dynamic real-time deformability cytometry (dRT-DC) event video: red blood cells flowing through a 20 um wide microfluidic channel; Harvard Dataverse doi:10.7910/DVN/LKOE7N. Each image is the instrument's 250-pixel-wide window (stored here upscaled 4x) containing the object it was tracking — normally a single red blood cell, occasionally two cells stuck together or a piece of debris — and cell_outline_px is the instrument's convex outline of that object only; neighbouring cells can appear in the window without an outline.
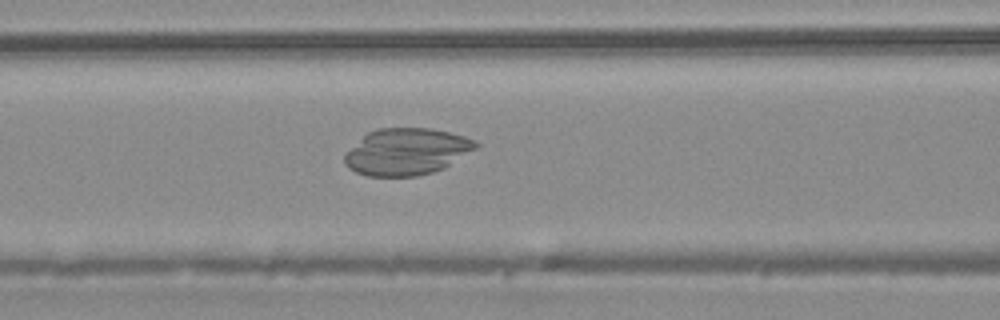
{"species": "common noctule bat (a hibernating species)", "species_latin": "Nyctalus noctula", "temperature_condition": "warm", "stored_images_in_passage": 38, "camera_frame_rate_fps": 3000, "um_per_image_px": 0.085, "animal": {"sex": "male", "body_mass_g": 20.4}, "frame": {"image": 1, "passage_image": 10, "time_ms": 3.0, "image_size_px": [1000, 320], "cell_outline_px": [[480, 144], [476, 148], [444, 168], [432, 172], [416, 176], [368, 176], [356, 172], [348, 168], [344, 164], [344, 156], [368, 132], [376, 128], [428, 128], [448, 132], [464, 136], [476, 140]], "centroid_in_image_um": [34.57, 12.89], "position_along_channel_um": 132.0, "area_um2": 35.43}}
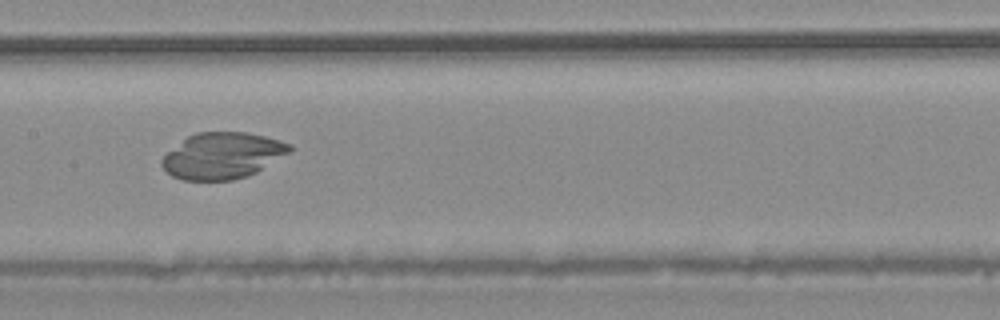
{"frame": {"image": 2, "passage_image": 14, "time_ms": 4.333, "image_size_px": [1000, 320], "cell_outline_px": [[292, 148], [288, 152], [256, 172], [248, 176], [232, 180], [184, 180], [172, 176], [160, 164], [160, 160], [168, 152], [188, 136], [196, 132], [248, 132], [280, 140], [292, 144]], "centroid_in_image_um": [18.9, 13.23], "position_along_channel_um": 188.5, "area_um2": 34.1}}
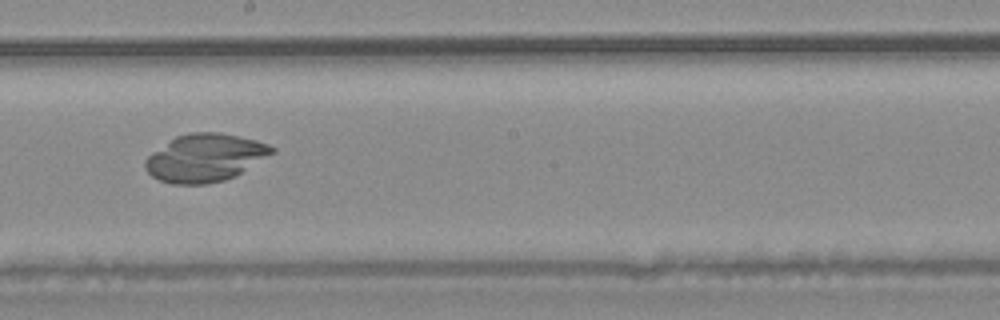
{"frame": {"image": 3, "passage_image": 17, "time_ms": 5.333, "image_size_px": [1000, 320], "cell_outline_px": [[276, 152], [236, 176], [224, 180], [208, 184], [172, 184], [160, 180], [152, 176], [144, 168], [144, 160], [152, 152], [176, 136], [192, 132], [216, 132], [256, 140], [268, 144], [276, 148]], "centroid_in_image_um": [17.44, 13.42], "position_along_channel_um": 230.8, "area_um2": 35.32}}